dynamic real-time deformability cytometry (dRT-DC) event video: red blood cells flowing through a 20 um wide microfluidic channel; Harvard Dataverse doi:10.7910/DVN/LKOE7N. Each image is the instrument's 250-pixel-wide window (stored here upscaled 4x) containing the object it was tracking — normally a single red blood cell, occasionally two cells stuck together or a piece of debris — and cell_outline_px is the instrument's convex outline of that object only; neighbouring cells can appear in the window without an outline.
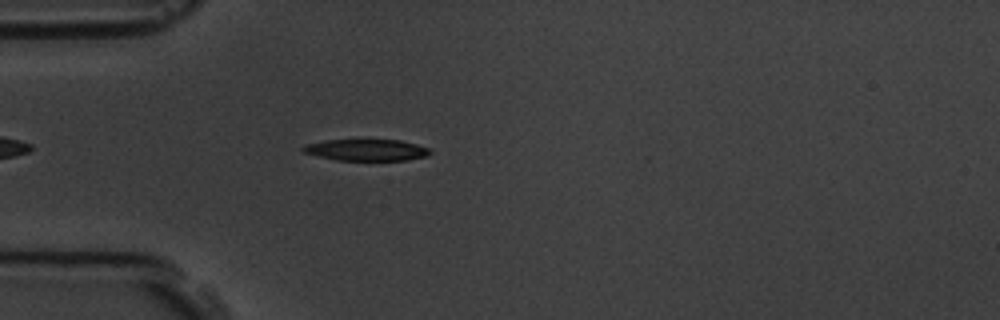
{"species": "common noctule bat (a hibernating species)", "species_latin": "Nyctalus noctula", "temperature_condition": "room temperature", "stored_images_in_passage": 4, "camera_frame_rate_fps": 3000, "um_per_image_px": 0.085, "animal": {"sex": "male", "body_mass_g": 19.5, "forearm_length_mm": 54.6}, "frame": {"image": 1, "passage_image": 4, "time_ms": 3.333, "image_size_px": [1000, 320], "cell_outline_px": [[432, 152], [424, 156], [408, 160], [336, 160], [304, 152], [300, 148], [308, 144], [324, 140], [400, 140], [416, 144], [428, 148]], "centroid_in_image_um": [31.15, 12.74], "position_along_channel_um": 53.8, "area_um2": 15.66}}